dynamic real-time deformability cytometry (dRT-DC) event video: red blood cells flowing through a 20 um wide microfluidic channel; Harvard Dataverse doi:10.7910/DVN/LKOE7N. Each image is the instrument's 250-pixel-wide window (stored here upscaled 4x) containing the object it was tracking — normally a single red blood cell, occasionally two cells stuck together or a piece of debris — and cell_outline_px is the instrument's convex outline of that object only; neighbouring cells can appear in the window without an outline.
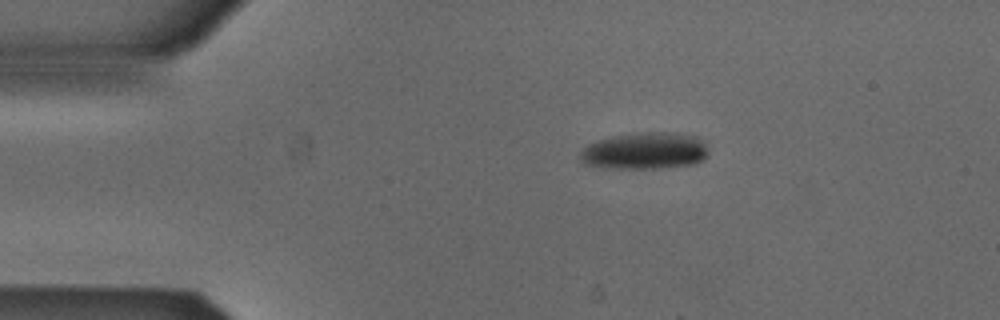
{"species": "Egyptian fruit bat (a non-hibernating species)", "species_latin": "Rousettus aegyptiacus", "temperature_condition": "cold", "stored_images_in_passage": 2, "camera_frame_rate_fps": 3000, "um_per_image_px": 0.085, "animal": {"sex": "male"}, "frame": {"image": 1, "passage_image": 2, "time_ms": 0.333, "image_size_px": [1000, 320], "cell_outline_px": [[708, 156], [704, 160], [696, 164], [660, 168], [604, 168], [584, 164], [580, 160], [580, 152], [588, 144], [596, 140], [616, 136], [648, 132], [664, 132], [696, 136], [704, 140], [708, 148]], "centroid_in_image_um": [54.85, 12.84], "position_along_channel_um": 30.2, "area_um2": 27.69}}